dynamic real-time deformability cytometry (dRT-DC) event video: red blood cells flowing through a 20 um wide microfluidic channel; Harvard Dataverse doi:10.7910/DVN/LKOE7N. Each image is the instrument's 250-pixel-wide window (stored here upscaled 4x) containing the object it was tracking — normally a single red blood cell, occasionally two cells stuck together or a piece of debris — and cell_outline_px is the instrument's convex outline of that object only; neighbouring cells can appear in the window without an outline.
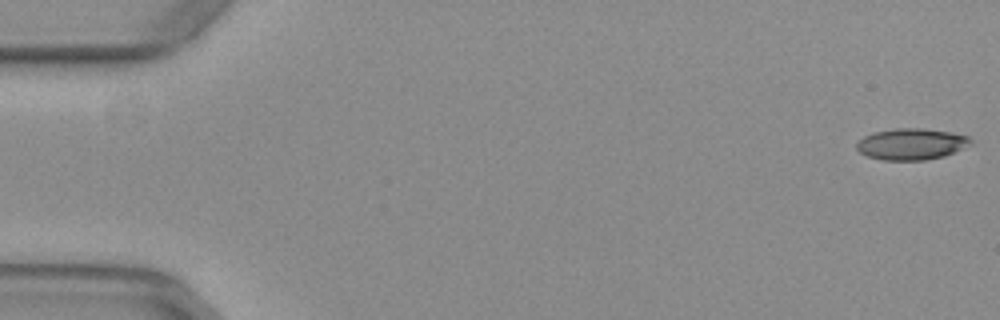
{"species": "common noctule bat (a hibernating species)", "species_latin": "Nyctalus noctula", "temperature_condition": "warm", "stored_images_in_passage": 53, "camera_frame_rate_fps": 3000, "um_per_image_px": 0.085, "animal": {"sex": "female", "body_mass_g": 29.2, "forearm_length_mm": 56.3}, "frame": {"image": 1, "passage_image": 1, "time_ms": 0.0, "image_size_px": [1000, 320], "cell_outline_px": [[972, 144], [944, 156], [924, 160], [884, 160], [868, 156], [860, 152], [856, 148], [856, 144], [864, 136], [872, 132], [892, 128], [924, 128], [948, 132], [968, 136], [972, 140]], "centroid_in_image_um": [77.45, 12.23], "position_along_channel_um": 7.5, "area_um2": 20.81}}
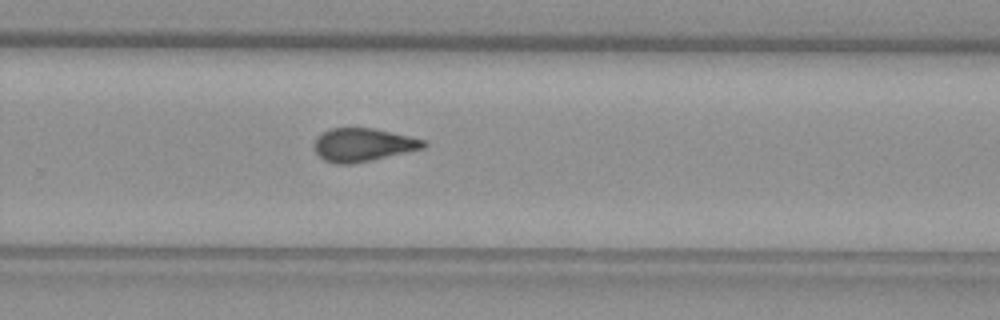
{"frame": {"image": 2, "passage_image": 35, "time_ms": 11.333, "image_size_px": [1000, 320], "cell_outline_px": [[428, 144], [424, 148], [372, 160], [352, 164], [336, 164], [324, 160], [316, 152], [316, 140], [324, 132], [332, 128], [372, 128], [408, 136], [424, 140]], "centroid_in_image_um": [30.88, 12.32], "position_along_channel_um": 298.9, "area_um2": 20.75}}
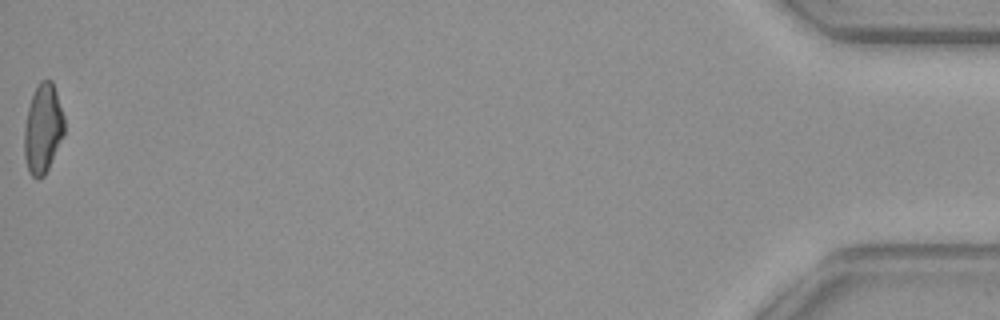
{"frame": {"image": 3, "passage_image": 53, "time_ms": 17.333, "image_size_px": [1000, 320], "cell_outline_px": [[64, 136], [44, 176], [36, 180], [28, 172], [24, 156], [24, 128], [28, 108], [32, 96], [40, 80], [52, 80], [64, 116]], "centroid_in_image_um": [3.64, 10.97], "position_along_channel_um": 431.6, "area_um2": 20.87}, "authors_computed_cell_mechanics": {"area_um2": 21.0392, "velocity_mm_per_s": 3.9598, "shape_relaxation_time_tau1_ms": null, "shape_relaxation_time_tau2_ms": 2.2583, "deformation_change_tau1": null, "deformation_change_tau2": 0.1085}}